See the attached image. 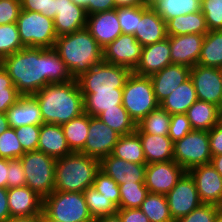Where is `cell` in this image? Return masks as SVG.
Wrapping results in <instances>:
<instances>
[{
    "mask_svg": "<svg viewBox=\"0 0 222 222\" xmlns=\"http://www.w3.org/2000/svg\"><path fill=\"white\" fill-rule=\"evenodd\" d=\"M16 89L23 96L34 95L51 83L73 80L54 48H23L0 61Z\"/></svg>",
    "mask_w": 222,
    "mask_h": 222,
    "instance_id": "6da1fadb",
    "label": "cell"
},
{
    "mask_svg": "<svg viewBox=\"0 0 222 222\" xmlns=\"http://www.w3.org/2000/svg\"><path fill=\"white\" fill-rule=\"evenodd\" d=\"M32 96L39 104L43 123L62 125L84 113L77 79L48 84Z\"/></svg>",
    "mask_w": 222,
    "mask_h": 222,
    "instance_id": "7a4b0ae2",
    "label": "cell"
},
{
    "mask_svg": "<svg viewBox=\"0 0 222 222\" xmlns=\"http://www.w3.org/2000/svg\"><path fill=\"white\" fill-rule=\"evenodd\" d=\"M54 49L73 79L79 78L103 61V48L86 28L57 37Z\"/></svg>",
    "mask_w": 222,
    "mask_h": 222,
    "instance_id": "3957f363",
    "label": "cell"
},
{
    "mask_svg": "<svg viewBox=\"0 0 222 222\" xmlns=\"http://www.w3.org/2000/svg\"><path fill=\"white\" fill-rule=\"evenodd\" d=\"M100 171V160L82 152H71L56 159L54 191L84 192L93 185Z\"/></svg>",
    "mask_w": 222,
    "mask_h": 222,
    "instance_id": "277c9868",
    "label": "cell"
},
{
    "mask_svg": "<svg viewBox=\"0 0 222 222\" xmlns=\"http://www.w3.org/2000/svg\"><path fill=\"white\" fill-rule=\"evenodd\" d=\"M43 212L58 222H94L83 192L53 191L43 199Z\"/></svg>",
    "mask_w": 222,
    "mask_h": 222,
    "instance_id": "5b68a950",
    "label": "cell"
},
{
    "mask_svg": "<svg viewBox=\"0 0 222 222\" xmlns=\"http://www.w3.org/2000/svg\"><path fill=\"white\" fill-rule=\"evenodd\" d=\"M122 106L136 124L159 106L150 77L131 73L123 88Z\"/></svg>",
    "mask_w": 222,
    "mask_h": 222,
    "instance_id": "8992f818",
    "label": "cell"
},
{
    "mask_svg": "<svg viewBox=\"0 0 222 222\" xmlns=\"http://www.w3.org/2000/svg\"><path fill=\"white\" fill-rule=\"evenodd\" d=\"M26 177V186L43 199L55 189L56 159L45 153L34 150L25 152L20 157Z\"/></svg>",
    "mask_w": 222,
    "mask_h": 222,
    "instance_id": "52a82bcc",
    "label": "cell"
},
{
    "mask_svg": "<svg viewBox=\"0 0 222 222\" xmlns=\"http://www.w3.org/2000/svg\"><path fill=\"white\" fill-rule=\"evenodd\" d=\"M16 23L25 48H54L57 34L53 19L35 11L21 10Z\"/></svg>",
    "mask_w": 222,
    "mask_h": 222,
    "instance_id": "ba28073f",
    "label": "cell"
},
{
    "mask_svg": "<svg viewBox=\"0 0 222 222\" xmlns=\"http://www.w3.org/2000/svg\"><path fill=\"white\" fill-rule=\"evenodd\" d=\"M132 71L126 67L101 62L77 78L81 93L123 89Z\"/></svg>",
    "mask_w": 222,
    "mask_h": 222,
    "instance_id": "9c48e42d",
    "label": "cell"
},
{
    "mask_svg": "<svg viewBox=\"0 0 222 222\" xmlns=\"http://www.w3.org/2000/svg\"><path fill=\"white\" fill-rule=\"evenodd\" d=\"M212 158L208 131L192 130L182 139L174 142L173 160L186 171L208 164Z\"/></svg>",
    "mask_w": 222,
    "mask_h": 222,
    "instance_id": "30bf717a",
    "label": "cell"
},
{
    "mask_svg": "<svg viewBox=\"0 0 222 222\" xmlns=\"http://www.w3.org/2000/svg\"><path fill=\"white\" fill-rule=\"evenodd\" d=\"M165 196L174 222L202 204L194 178L188 171Z\"/></svg>",
    "mask_w": 222,
    "mask_h": 222,
    "instance_id": "8fae6325",
    "label": "cell"
},
{
    "mask_svg": "<svg viewBox=\"0 0 222 222\" xmlns=\"http://www.w3.org/2000/svg\"><path fill=\"white\" fill-rule=\"evenodd\" d=\"M120 134L107 126L99 117L90 116L88 136L84 148L85 155L101 160L112 154Z\"/></svg>",
    "mask_w": 222,
    "mask_h": 222,
    "instance_id": "7c38bea8",
    "label": "cell"
},
{
    "mask_svg": "<svg viewBox=\"0 0 222 222\" xmlns=\"http://www.w3.org/2000/svg\"><path fill=\"white\" fill-rule=\"evenodd\" d=\"M190 78L193 81L198 100L212 103L222 109L221 68L197 64L191 67Z\"/></svg>",
    "mask_w": 222,
    "mask_h": 222,
    "instance_id": "4fadbf2b",
    "label": "cell"
},
{
    "mask_svg": "<svg viewBox=\"0 0 222 222\" xmlns=\"http://www.w3.org/2000/svg\"><path fill=\"white\" fill-rule=\"evenodd\" d=\"M185 172L174 160L146 164L144 184L149 193L166 195Z\"/></svg>",
    "mask_w": 222,
    "mask_h": 222,
    "instance_id": "5bb4252c",
    "label": "cell"
},
{
    "mask_svg": "<svg viewBox=\"0 0 222 222\" xmlns=\"http://www.w3.org/2000/svg\"><path fill=\"white\" fill-rule=\"evenodd\" d=\"M142 45L134 35L121 34L103 49V62L123 66L132 72L140 62Z\"/></svg>",
    "mask_w": 222,
    "mask_h": 222,
    "instance_id": "9a60e30c",
    "label": "cell"
},
{
    "mask_svg": "<svg viewBox=\"0 0 222 222\" xmlns=\"http://www.w3.org/2000/svg\"><path fill=\"white\" fill-rule=\"evenodd\" d=\"M188 172L194 178L201 202L222 208V176L211 163L195 166Z\"/></svg>",
    "mask_w": 222,
    "mask_h": 222,
    "instance_id": "2e32d148",
    "label": "cell"
},
{
    "mask_svg": "<svg viewBox=\"0 0 222 222\" xmlns=\"http://www.w3.org/2000/svg\"><path fill=\"white\" fill-rule=\"evenodd\" d=\"M86 29L104 49L122 34L117 8L87 16Z\"/></svg>",
    "mask_w": 222,
    "mask_h": 222,
    "instance_id": "e0dca14e",
    "label": "cell"
},
{
    "mask_svg": "<svg viewBox=\"0 0 222 222\" xmlns=\"http://www.w3.org/2000/svg\"><path fill=\"white\" fill-rule=\"evenodd\" d=\"M205 35L169 36L172 64L193 67L198 64Z\"/></svg>",
    "mask_w": 222,
    "mask_h": 222,
    "instance_id": "ac0fdd59",
    "label": "cell"
},
{
    "mask_svg": "<svg viewBox=\"0 0 222 222\" xmlns=\"http://www.w3.org/2000/svg\"><path fill=\"white\" fill-rule=\"evenodd\" d=\"M54 28L57 37L86 28V11L71 0H55Z\"/></svg>",
    "mask_w": 222,
    "mask_h": 222,
    "instance_id": "d6986e66",
    "label": "cell"
},
{
    "mask_svg": "<svg viewBox=\"0 0 222 222\" xmlns=\"http://www.w3.org/2000/svg\"><path fill=\"white\" fill-rule=\"evenodd\" d=\"M171 64V49L168 36L163 41L142 47L140 62L133 73L150 77Z\"/></svg>",
    "mask_w": 222,
    "mask_h": 222,
    "instance_id": "ffe728a7",
    "label": "cell"
},
{
    "mask_svg": "<svg viewBox=\"0 0 222 222\" xmlns=\"http://www.w3.org/2000/svg\"><path fill=\"white\" fill-rule=\"evenodd\" d=\"M146 164L126 162L112 154L100 160V171L111 177L118 185L144 182Z\"/></svg>",
    "mask_w": 222,
    "mask_h": 222,
    "instance_id": "44dd1931",
    "label": "cell"
},
{
    "mask_svg": "<svg viewBox=\"0 0 222 222\" xmlns=\"http://www.w3.org/2000/svg\"><path fill=\"white\" fill-rule=\"evenodd\" d=\"M134 36L142 47L163 41L168 37L166 21L153 7L141 5V19Z\"/></svg>",
    "mask_w": 222,
    "mask_h": 222,
    "instance_id": "7402d4cb",
    "label": "cell"
},
{
    "mask_svg": "<svg viewBox=\"0 0 222 222\" xmlns=\"http://www.w3.org/2000/svg\"><path fill=\"white\" fill-rule=\"evenodd\" d=\"M190 72V67L171 64L151 75L150 79L157 102L160 104L179 85L187 81L190 78Z\"/></svg>",
    "mask_w": 222,
    "mask_h": 222,
    "instance_id": "603a6c76",
    "label": "cell"
},
{
    "mask_svg": "<svg viewBox=\"0 0 222 222\" xmlns=\"http://www.w3.org/2000/svg\"><path fill=\"white\" fill-rule=\"evenodd\" d=\"M7 195L11 218L42 214L43 198L28 186L8 188Z\"/></svg>",
    "mask_w": 222,
    "mask_h": 222,
    "instance_id": "cb8c5ba5",
    "label": "cell"
},
{
    "mask_svg": "<svg viewBox=\"0 0 222 222\" xmlns=\"http://www.w3.org/2000/svg\"><path fill=\"white\" fill-rule=\"evenodd\" d=\"M10 127L42 125L43 119L37 100L32 96H21L6 112Z\"/></svg>",
    "mask_w": 222,
    "mask_h": 222,
    "instance_id": "d4e9b609",
    "label": "cell"
},
{
    "mask_svg": "<svg viewBox=\"0 0 222 222\" xmlns=\"http://www.w3.org/2000/svg\"><path fill=\"white\" fill-rule=\"evenodd\" d=\"M37 150L54 159L62 158L72 152L61 125L47 123L40 125Z\"/></svg>",
    "mask_w": 222,
    "mask_h": 222,
    "instance_id": "484cf974",
    "label": "cell"
},
{
    "mask_svg": "<svg viewBox=\"0 0 222 222\" xmlns=\"http://www.w3.org/2000/svg\"><path fill=\"white\" fill-rule=\"evenodd\" d=\"M146 159V164L173 160L174 142L168 135L137 133Z\"/></svg>",
    "mask_w": 222,
    "mask_h": 222,
    "instance_id": "4316f807",
    "label": "cell"
},
{
    "mask_svg": "<svg viewBox=\"0 0 222 222\" xmlns=\"http://www.w3.org/2000/svg\"><path fill=\"white\" fill-rule=\"evenodd\" d=\"M192 130L209 131L221 121V109L205 101L197 100L186 112Z\"/></svg>",
    "mask_w": 222,
    "mask_h": 222,
    "instance_id": "83f0119b",
    "label": "cell"
},
{
    "mask_svg": "<svg viewBox=\"0 0 222 222\" xmlns=\"http://www.w3.org/2000/svg\"><path fill=\"white\" fill-rule=\"evenodd\" d=\"M197 100L193 81L189 78L171 92L159 105L172 115L186 113L189 107Z\"/></svg>",
    "mask_w": 222,
    "mask_h": 222,
    "instance_id": "f1b7e54d",
    "label": "cell"
},
{
    "mask_svg": "<svg viewBox=\"0 0 222 222\" xmlns=\"http://www.w3.org/2000/svg\"><path fill=\"white\" fill-rule=\"evenodd\" d=\"M167 35L178 36L186 34L206 35L209 29L203 13L200 11L184 16H177L166 22Z\"/></svg>",
    "mask_w": 222,
    "mask_h": 222,
    "instance_id": "f546056e",
    "label": "cell"
},
{
    "mask_svg": "<svg viewBox=\"0 0 222 222\" xmlns=\"http://www.w3.org/2000/svg\"><path fill=\"white\" fill-rule=\"evenodd\" d=\"M84 113L98 117L106 109L122 105L123 89L114 91H96L95 93H82Z\"/></svg>",
    "mask_w": 222,
    "mask_h": 222,
    "instance_id": "4dcf8cb0",
    "label": "cell"
},
{
    "mask_svg": "<svg viewBox=\"0 0 222 222\" xmlns=\"http://www.w3.org/2000/svg\"><path fill=\"white\" fill-rule=\"evenodd\" d=\"M90 115L82 113L67 123L61 125L67 144L72 152H80L88 136Z\"/></svg>",
    "mask_w": 222,
    "mask_h": 222,
    "instance_id": "1f68e13d",
    "label": "cell"
},
{
    "mask_svg": "<svg viewBox=\"0 0 222 222\" xmlns=\"http://www.w3.org/2000/svg\"><path fill=\"white\" fill-rule=\"evenodd\" d=\"M112 155L126 162L146 164L141 139L136 132L120 136Z\"/></svg>",
    "mask_w": 222,
    "mask_h": 222,
    "instance_id": "d6a6232c",
    "label": "cell"
},
{
    "mask_svg": "<svg viewBox=\"0 0 222 222\" xmlns=\"http://www.w3.org/2000/svg\"><path fill=\"white\" fill-rule=\"evenodd\" d=\"M198 65L222 68V34L209 31L204 38Z\"/></svg>",
    "mask_w": 222,
    "mask_h": 222,
    "instance_id": "836d02e7",
    "label": "cell"
},
{
    "mask_svg": "<svg viewBox=\"0 0 222 222\" xmlns=\"http://www.w3.org/2000/svg\"><path fill=\"white\" fill-rule=\"evenodd\" d=\"M98 117L121 136L134 133L137 128V124L122 105L106 109Z\"/></svg>",
    "mask_w": 222,
    "mask_h": 222,
    "instance_id": "e575fe53",
    "label": "cell"
},
{
    "mask_svg": "<svg viewBox=\"0 0 222 222\" xmlns=\"http://www.w3.org/2000/svg\"><path fill=\"white\" fill-rule=\"evenodd\" d=\"M153 8L167 22L177 16L200 11L201 0H159Z\"/></svg>",
    "mask_w": 222,
    "mask_h": 222,
    "instance_id": "d590c367",
    "label": "cell"
},
{
    "mask_svg": "<svg viewBox=\"0 0 222 222\" xmlns=\"http://www.w3.org/2000/svg\"><path fill=\"white\" fill-rule=\"evenodd\" d=\"M171 115L160 105L137 123L136 133L168 135Z\"/></svg>",
    "mask_w": 222,
    "mask_h": 222,
    "instance_id": "8d00e7d4",
    "label": "cell"
},
{
    "mask_svg": "<svg viewBox=\"0 0 222 222\" xmlns=\"http://www.w3.org/2000/svg\"><path fill=\"white\" fill-rule=\"evenodd\" d=\"M139 209L149 218L150 222H174L164 194L148 193Z\"/></svg>",
    "mask_w": 222,
    "mask_h": 222,
    "instance_id": "74e56055",
    "label": "cell"
},
{
    "mask_svg": "<svg viewBox=\"0 0 222 222\" xmlns=\"http://www.w3.org/2000/svg\"><path fill=\"white\" fill-rule=\"evenodd\" d=\"M83 194L89 213L94 220L117 212L118 208L103 194L96 191L93 186L88 187Z\"/></svg>",
    "mask_w": 222,
    "mask_h": 222,
    "instance_id": "f35d334b",
    "label": "cell"
},
{
    "mask_svg": "<svg viewBox=\"0 0 222 222\" xmlns=\"http://www.w3.org/2000/svg\"><path fill=\"white\" fill-rule=\"evenodd\" d=\"M120 202L119 208H139L145 200L148 192L144 182L124 183L119 185Z\"/></svg>",
    "mask_w": 222,
    "mask_h": 222,
    "instance_id": "ab89813d",
    "label": "cell"
},
{
    "mask_svg": "<svg viewBox=\"0 0 222 222\" xmlns=\"http://www.w3.org/2000/svg\"><path fill=\"white\" fill-rule=\"evenodd\" d=\"M23 48L17 23L0 25V61Z\"/></svg>",
    "mask_w": 222,
    "mask_h": 222,
    "instance_id": "60d3db41",
    "label": "cell"
},
{
    "mask_svg": "<svg viewBox=\"0 0 222 222\" xmlns=\"http://www.w3.org/2000/svg\"><path fill=\"white\" fill-rule=\"evenodd\" d=\"M21 96L8 73L0 65V112L6 113Z\"/></svg>",
    "mask_w": 222,
    "mask_h": 222,
    "instance_id": "b9f144b4",
    "label": "cell"
},
{
    "mask_svg": "<svg viewBox=\"0 0 222 222\" xmlns=\"http://www.w3.org/2000/svg\"><path fill=\"white\" fill-rule=\"evenodd\" d=\"M24 153L14 128L9 127L0 134V158L16 159Z\"/></svg>",
    "mask_w": 222,
    "mask_h": 222,
    "instance_id": "7bdbcfd3",
    "label": "cell"
},
{
    "mask_svg": "<svg viewBox=\"0 0 222 222\" xmlns=\"http://www.w3.org/2000/svg\"><path fill=\"white\" fill-rule=\"evenodd\" d=\"M94 189L108 198L118 209L120 202L119 185L111 178L99 171L93 182Z\"/></svg>",
    "mask_w": 222,
    "mask_h": 222,
    "instance_id": "ee69618b",
    "label": "cell"
},
{
    "mask_svg": "<svg viewBox=\"0 0 222 222\" xmlns=\"http://www.w3.org/2000/svg\"><path fill=\"white\" fill-rule=\"evenodd\" d=\"M200 10L209 31H219L222 28V0H201Z\"/></svg>",
    "mask_w": 222,
    "mask_h": 222,
    "instance_id": "f6af8a7d",
    "label": "cell"
},
{
    "mask_svg": "<svg viewBox=\"0 0 222 222\" xmlns=\"http://www.w3.org/2000/svg\"><path fill=\"white\" fill-rule=\"evenodd\" d=\"M117 17L122 34L134 35L137 31L138 21L141 19V5L135 7L117 8Z\"/></svg>",
    "mask_w": 222,
    "mask_h": 222,
    "instance_id": "bcb514c9",
    "label": "cell"
},
{
    "mask_svg": "<svg viewBox=\"0 0 222 222\" xmlns=\"http://www.w3.org/2000/svg\"><path fill=\"white\" fill-rule=\"evenodd\" d=\"M14 129L24 152L37 150L40 125H23Z\"/></svg>",
    "mask_w": 222,
    "mask_h": 222,
    "instance_id": "7dc6e473",
    "label": "cell"
},
{
    "mask_svg": "<svg viewBox=\"0 0 222 222\" xmlns=\"http://www.w3.org/2000/svg\"><path fill=\"white\" fill-rule=\"evenodd\" d=\"M221 207L213 204L202 203L186 216L175 222H214L215 216Z\"/></svg>",
    "mask_w": 222,
    "mask_h": 222,
    "instance_id": "c3c4849f",
    "label": "cell"
},
{
    "mask_svg": "<svg viewBox=\"0 0 222 222\" xmlns=\"http://www.w3.org/2000/svg\"><path fill=\"white\" fill-rule=\"evenodd\" d=\"M191 131L192 128L186 113L171 115L168 136L172 139L173 142L182 139Z\"/></svg>",
    "mask_w": 222,
    "mask_h": 222,
    "instance_id": "681fc988",
    "label": "cell"
},
{
    "mask_svg": "<svg viewBox=\"0 0 222 222\" xmlns=\"http://www.w3.org/2000/svg\"><path fill=\"white\" fill-rule=\"evenodd\" d=\"M21 10V0H0V25L16 23Z\"/></svg>",
    "mask_w": 222,
    "mask_h": 222,
    "instance_id": "f907efd6",
    "label": "cell"
},
{
    "mask_svg": "<svg viewBox=\"0 0 222 222\" xmlns=\"http://www.w3.org/2000/svg\"><path fill=\"white\" fill-rule=\"evenodd\" d=\"M26 186V177L20 158L8 159L7 189Z\"/></svg>",
    "mask_w": 222,
    "mask_h": 222,
    "instance_id": "816d5d0a",
    "label": "cell"
},
{
    "mask_svg": "<svg viewBox=\"0 0 222 222\" xmlns=\"http://www.w3.org/2000/svg\"><path fill=\"white\" fill-rule=\"evenodd\" d=\"M22 10L42 13L48 18L55 17V0H21Z\"/></svg>",
    "mask_w": 222,
    "mask_h": 222,
    "instance_id": "f5cc1de1",
    "label": "cell"
},
{
    "mask_svg": "<svg viewBox=\"0 0 222 222\" xmlns=\"http://www.w3.org/2000/svg\"><path fill=\"white\" fill-rule=\"evenodd\" d=\"M212 156L222 154V122L220 121L208 131Z\"/></svg>",
    "mask_w": 222,
    "mask_h": 222,
    "instance_id": "db71d44e",
    "label": "cell"
},
{
    "mask_svg": "<svg viewBox=\"0 0 222 222\" xmlns=\"http://www.w3.org/2000/svg\"><path fill=\"white\" fill-rule=\"evenodd\" d=\"M116 213L122 222H150L149 218L139 208H119Z\"/></svg>",
    "mask_w": 222,
    "mask_h": 222,
    "instance_id": "11a10c76",
    "label": "cell"
},
{
    "mask_svg": "<svg viewBox=\"0 0 222 222\" xmlns=\"http://www.w3.org/2000/svg\"><path fill=\"white\" fill-rule=\"evenodd\" d=\"M114 0H88V16L97 12L115 9Z\"/></svg>",
    "mask_w": 222,
    "mask_h": 222,
    "instance_id": "9f6ffc18",
    "label": "cell"
},
{
    "mask_svg": "<svg viewBox=\"0 0 222 222\" xmlns=\"http://www.w3.org/2000/svg\"><path fill=\"white\" fill-rule=\"evenodd\" d=\"M10 218L7 188H0V222H7Z\"/></svg>",
    "mask_w": 222,
    "mask_h": 222,
    "instance_id": "6f0895ef",
    "label": "cell"
},
{
    "mask_svg": "<svg viewBox=\"0 0 222 222\" xmlns=\"http://www.w3.org/2000/svg\"><path fill=\"white\" fill-rule=\"evenodd\" d=\"M8 159L0 158V188H7Z\"/></svg>",
    "mask_w": 222,
    "mask_h": 222,
    "instance_id": "680465c9",
    "label": "cell"
},
{
    "mask_svg": "<svg viewBox=\"0 0 222 222\" xmlns=\"http://www.w3.org/2000/svg\"><path fill=\"white\" fill-rule=\"evenodd\" d=\"M116 8L119 7H135L140 6L141 1L140 0H114Z\"/></svg>",
    "mask_w": 222,
    "mask_h": 222,
    "instance_id": "91938a15",
    "label": "cell"
},
{
    "mask_svg": "<svg viewBox=\"0 0 222 222\" xmlns=\"http://www.w3.org/2000/svg\"><path fill=\"white\" fill-rule=\"evenodd\" d=\"M210 163L216 169V171L222 176V154L212 156Z\"/></svg>",
    "mask_w": 222,
    "mask_h": 222,
    "instance_id": "94428289",
    "label": "cell"
},
{
    "mask_svg": "<svg viewBox=\"0 0 222 222\" xmlns=\"http://www.w3.org/2000/svg\"><path fill=\"white\" fill-rule=\"evenodd\" d=\"M7 222H40V215L30 217H13Z\"/></svg>",
    "mask_w": 222,
    "mask_h": 222,
    "instance_id": "6125c7cd",
    "label": "cell"
},
{
    "mask_svg": "<svg viewBox=\"0 0 222 222\" xmlns=\"http://www.w3.org/2000/svg\"><path fill=\"white\" fill-rule=\"evenodd\" d=\"M94 222H122L120 216L115 213L95 219Z\"/></svg>",
    "mask_w": 222,
    "mask_h": 222,
    "instance_id": "be15d7a7",
    "label": "cell"
},
{
    "mask_svg": "<svg viewBox=\"0 0 222 222\" xmlns=\"http://www.w3.org/2000/svg\"><path fill=\"white\" fill-rule=\"evenodd\" d=\"M10 127L6 113L0 112V134Z\"/></svg>",
    "mask_w": 222,
    "mask_h": 222,
    "instance_id": "e7e4bbea",
    "label": "cell"
},
{
    "mask_svg": "<svg viewBox=\"0 0 222 222\" xmlns=\"http://www.w3.org/2000/svg\"><path fill=\"white\" fill-rule=\"evenodd\" d=\"M75 5L82 7L88 16V0H71Z\"/></svg>",
    "mask_w": 222,
    "mask_h": 222,
    "instance_id": "03108f58",
    "label": "cell"
},
{
    "mask_svg": "<svg viewBox=\"0 0 222 222\" xmlns=\"http://www.w3.org/2000/svg\"><path fill=\"white\" fill-rule=\"evenodd\" d=\"M141 4L146 7H154L159 0H140Z\"/></svg>",
    "mask_w": 222,
    "mask_h": 222,
    "instance_id": "003e7915",
    "label": "cell"
},
{
    "mask_svg": "<svg viewBox=\"0 0 222 222\" xmlns=\"http://www.w3.org/2000/svg\"><path fill=\"white\" fill-rule=\"evenodd\" d=\"M40 222H58L49 218L44 212L40 215Z\"/></svg>",
    "mask_w": 222,
    "mask_h": 222,
    "instance_id": "a7ac6f4b",
    "label": "cell"
},
{
    "mask_svg": "<svg viewBox=\"0 0 222 222\" xmlns=\"http://www.w3.org/2000/svg\"><path fill=\"white\" fill-rule=\"evenodd\" d=\"M214 222H222V208L217 212Z\"/></svg>",
    "mask_w": 222,
    "mask_h": 222,
    "instance_id": "89a4df30",
    "label": "cell"
}]
</instances>
